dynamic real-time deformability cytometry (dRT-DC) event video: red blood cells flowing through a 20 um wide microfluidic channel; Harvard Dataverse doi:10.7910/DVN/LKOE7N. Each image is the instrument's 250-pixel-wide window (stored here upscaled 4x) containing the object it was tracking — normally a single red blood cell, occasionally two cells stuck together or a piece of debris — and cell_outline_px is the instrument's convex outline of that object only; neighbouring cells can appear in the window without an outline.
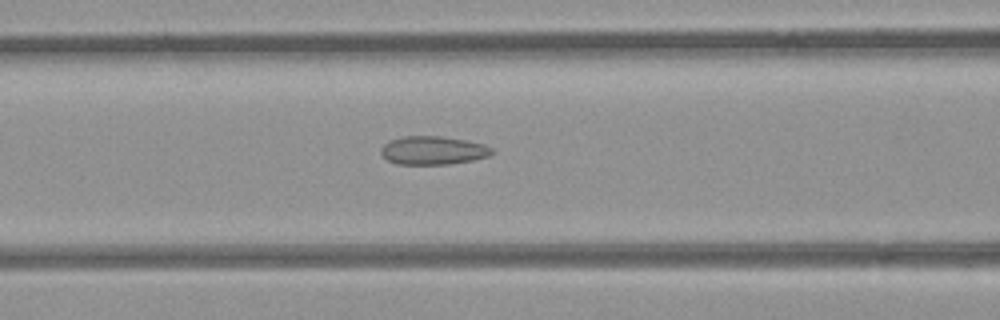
{"species": "common noctule bat (a hibernating species)", "species_latin": "Nyctalus noctula", "temperature_condition": "room temperature", "stored_images_in_passage": 5, "camera_frame_rate_fps": 3000, "um_per_image_px": 0.085, "animal": {"sex": "female", "body_mass_g": 21.9}, "frame": {"image": 1, "passage_image": 5, "time_ms": 5.333, "image_size_px": [1000, 320], "cell_outline_px": [[496, 152], [488, 156], [472, 160], [448, 164], [396, 164], [388, 160], [380, 152], [380, 148], [388, 140], [404, 136], [440, 136], [464, 140], [484, 144], [492, 148]], "centroid_in_image_um": [36.8, 12.78], "position_along_channel_um": 129.8, "area_um2": 18.38}}